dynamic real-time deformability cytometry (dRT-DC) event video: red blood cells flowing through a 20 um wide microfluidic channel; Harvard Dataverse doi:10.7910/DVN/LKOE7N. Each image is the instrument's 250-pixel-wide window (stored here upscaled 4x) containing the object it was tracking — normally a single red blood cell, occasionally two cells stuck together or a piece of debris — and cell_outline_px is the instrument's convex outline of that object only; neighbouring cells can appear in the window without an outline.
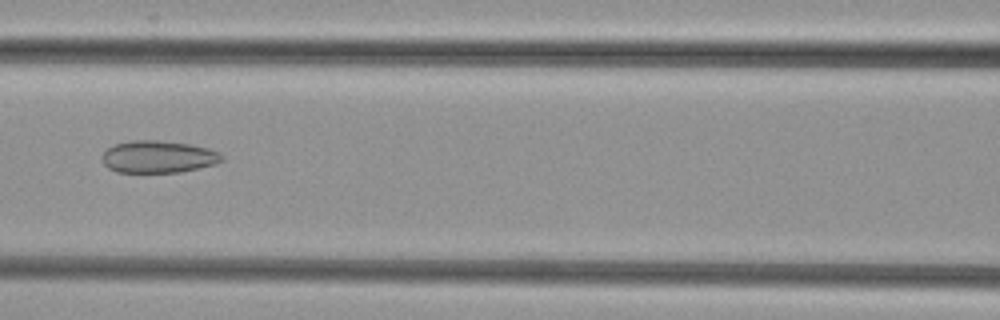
{"species": "common noctule bat (a hibernating species)", "species_latin": "Nyctalus noctula", "temperature_condition": "cold", "stored_images_in_passage": 5, "camera_frame_rate_fps": 3000, "um_per_image_px": 0.085, "animal": {"sex": "female", "body_mass_g": 29.2, "forearm_length_mm": 56.3}, "frame": {"image": 1, "passage_image": 5, "time_ms": 1.333, "image_size_px": [1000, 320], "cell_outline_px": [[224, 160], [216, 164], [180, 172], [116, 172], [108, 168], [104, 164], [100, 156], [108, 148], [116, 144], [132, 140], [156, 140], [188, 144], [208, 148], [220, 152], [224, 156]], "centroid_in_image_um": [13.46, 13.33], "position_along_channel_um": 153.1, "area_um2": 22.54}}